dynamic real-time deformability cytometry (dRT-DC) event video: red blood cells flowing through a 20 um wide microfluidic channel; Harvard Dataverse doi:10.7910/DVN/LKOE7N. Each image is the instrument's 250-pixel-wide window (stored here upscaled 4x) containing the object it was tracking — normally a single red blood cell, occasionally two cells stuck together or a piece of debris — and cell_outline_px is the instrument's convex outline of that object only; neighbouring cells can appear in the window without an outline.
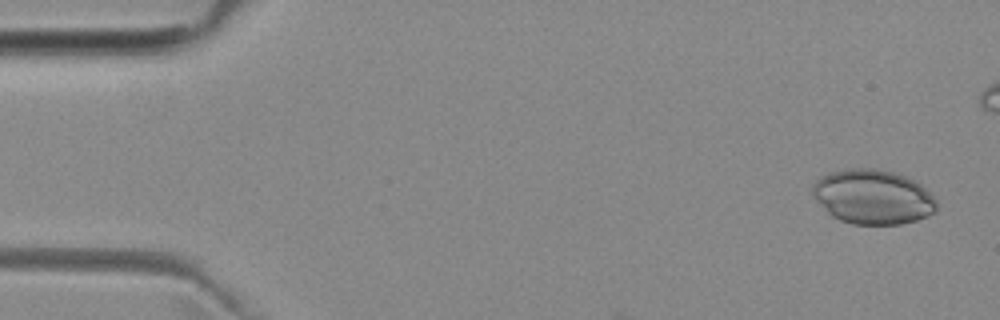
{"species": "common noctule bat (a hibernating species)", "species_latin": "Nyctalus noctula", "temperature_condition": "room temperature", "stored_images_in_passage": 5, "camera_frame_rate_fps": 3000, "um_per_image_px": 0.085, "animal": {"sex": "female", "body_mass_g": 29.2, "forearm_length_mm": 56.3}, "frame": {"image": 1, "passage_image": 5, "time_ms": 6.0, "image_size_px": [1000, 320], "cell_outline_px": [[936, 212], [928, 216], [916, 220], [900, 224], [852, 224], [840, 220], [832, 216], [812, 196], [812, 184], [820, 176], [832, 172], [852, 168], [876, 168], [892, 172], [916, 180], [936, 200]], "centroid_in_image_um": [74.18, 16.73], "position_along_channel_um": 10.8, "area_um2": 39.42}}